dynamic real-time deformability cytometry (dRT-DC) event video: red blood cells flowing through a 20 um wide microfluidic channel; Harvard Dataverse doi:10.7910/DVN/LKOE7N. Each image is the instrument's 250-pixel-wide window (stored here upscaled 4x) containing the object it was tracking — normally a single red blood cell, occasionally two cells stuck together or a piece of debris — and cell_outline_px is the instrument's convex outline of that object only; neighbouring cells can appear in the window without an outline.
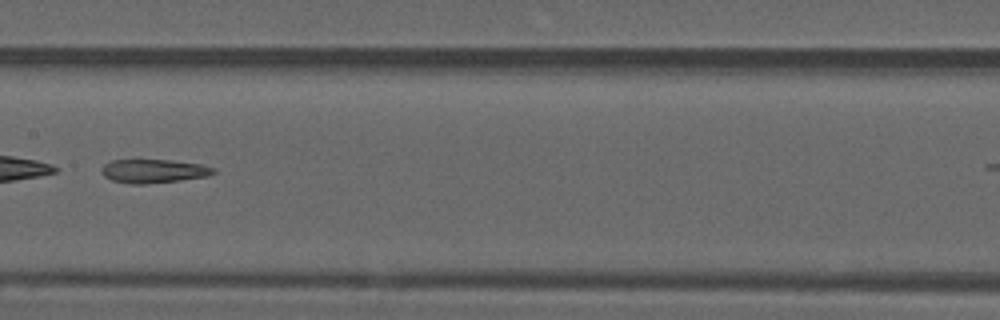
{"species": "common noctule bat (a hibernating species)", "species_latin": "Nyctalus noctula", "temperature_condition": "warm", "stored_images_in_passage": 46, "camera_frame_rate_fps": 3000, "um_per_image_px": 0.085, "animal": {"sex": "male", "forearm_length_mm": 52.5}, "frame": {"image": 1, "passage_image": 26, "time_ms": 8.333, "image_size_px": [1000, 320], "cell_outline_px": [[216, 172], [208, 176], [180, 180], [144, 184], [128, 184], [112, 180], [104, 176], [100, 172], [100, 168], [104, 164], [112, 160], [172, 160], [200, 164], [216, 168]], "centroid_in_image_um": [13.04, 14.54], "position_along_channel_um": 194.4, "area_um2": 15.55}, "authors_computed_cell_mechanics": {"area_um2": 20.1433, "velocity_mm_per_s": 3.8285, "shape_relaxation_time_tau1_ms": null, "shape_relaxation_time_tau2_ms": 7.9391, "deformation_change_tau1": null, "deformation_change_tau2": 0.225}}